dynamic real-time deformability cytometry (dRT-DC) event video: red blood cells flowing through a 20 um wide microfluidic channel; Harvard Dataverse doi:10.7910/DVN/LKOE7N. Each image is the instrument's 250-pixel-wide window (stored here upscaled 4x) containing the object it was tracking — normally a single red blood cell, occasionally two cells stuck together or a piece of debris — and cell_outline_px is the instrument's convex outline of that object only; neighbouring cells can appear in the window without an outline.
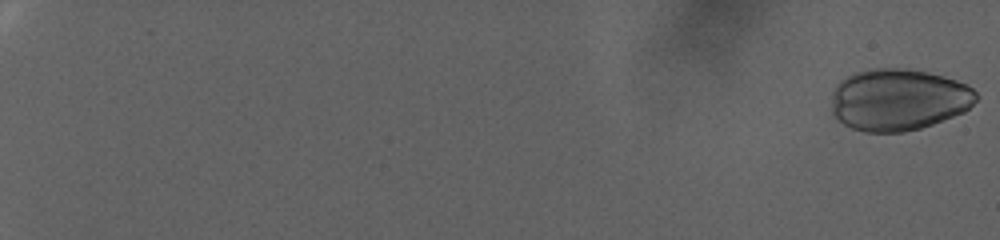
{"species": "human", "species_latin": "Homo sapiens", "temperature_condition": "warm", "stored_images_in_passage": 85, "camera_frame_rate_fps": 3000, "um_per_image_px": 0.085, "donor": {"sex": "female"}, "frame": {"image": 1, "passage_image": 1, "time_ms": 0.0, "image_size_px": [1000, 240], "cell_outline_px": [[980, 96], [964, 112], [932, 124], [920, 128], [904, 132], [864, 132], [852, 128], [836, 120], [832, 116], [832, 92], [836, 84], [840, 80], [856, 72], [872, 68], [908, 68], [928, 72], [944, 76], [968, 84]], "centroid_in_image_um": [76.36, 8.46], "position_along_channel_um": 8.6, "area_um2": 52.6}}
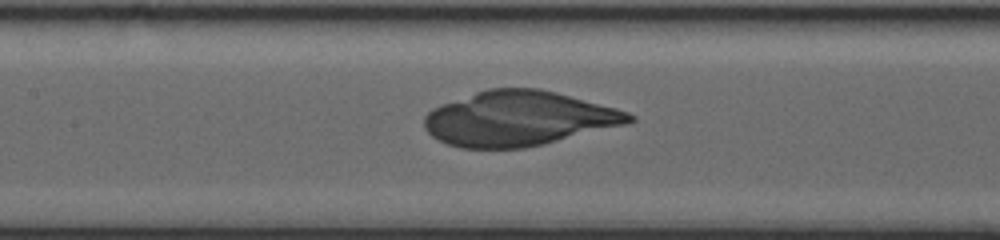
{"frame": {"image": 2, "passage_image": 48, "time_ms": 15.667, "image_size_px": [1000, 240], "cell_outline_px": [[636, 120], [628, 124], [544, 144], [524, 148], [460, 148], [448, 144], [432, 136], [424, 128], [424, 116], [432, 108], [440, 104], [488, 88], [540, 88], [556, 92], [616, 108], [628, 112], [636, 116]], "centroid_in_image_um": [44.09, 10.08], "position_along_channel_um": 163.3, "area_um2": 65.55}}
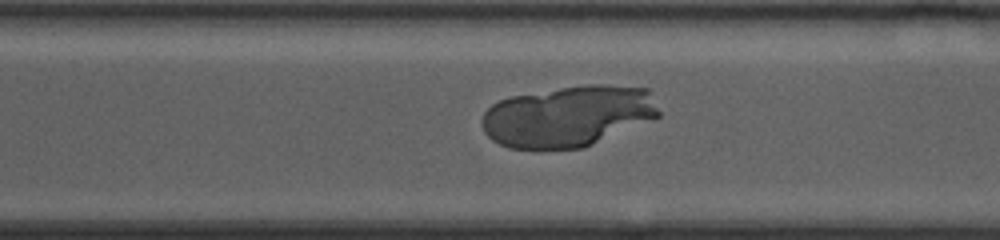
{"frame": {"image": 3, "passage_image": 66, "time_ms": 21.667, "image_size_px": [1000, 240], "cell_outline_px": [[660, 116], [584, 148], [508, 148], [492, 140], [484, 132], [480, 120], [484, 112], [492, 104], [500, 100], [512, 96], [560, 88], [588, 84], [604, 84], [648, 88], [660, 112]], "centroid_in_image_um": [48.28, 9.87], "position_along_channel_um": 322.3, "area_um2": 62.89}}